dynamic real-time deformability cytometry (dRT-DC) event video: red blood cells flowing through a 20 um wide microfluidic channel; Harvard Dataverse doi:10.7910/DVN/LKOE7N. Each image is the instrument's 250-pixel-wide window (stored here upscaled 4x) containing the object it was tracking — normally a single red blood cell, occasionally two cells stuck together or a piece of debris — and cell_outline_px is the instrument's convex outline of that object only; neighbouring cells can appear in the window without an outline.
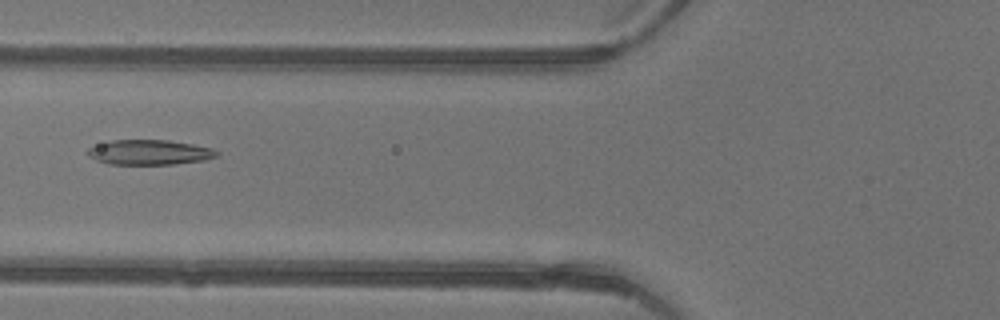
{"species": "common noctule bat (a hibernating species)", "species_latin": "Nyctalus noctula", "temperature_condition": "warm", "stored_images_in_passage": 2, "camera_frame_rate_fps": 3000, "um_per_image_px": 0.085, "animal": {"sex": "female"}, "frame": {"image": 1, "passage_image": 2, "time_ms": 0.333, "image_size_px": [1000, 320], "cell_outline_px": [[220, 152], [216, 156], [204, 160], [172, 164], [108, 164], [96, 160], [88, 156], [88, 148], [112, 140], [168, 140], [192, 144], [212, 148]], "centroid_in_image_um": [12.71, 12.94], "position_along_channel_um": 113.1, "area_um2": 18.61}}